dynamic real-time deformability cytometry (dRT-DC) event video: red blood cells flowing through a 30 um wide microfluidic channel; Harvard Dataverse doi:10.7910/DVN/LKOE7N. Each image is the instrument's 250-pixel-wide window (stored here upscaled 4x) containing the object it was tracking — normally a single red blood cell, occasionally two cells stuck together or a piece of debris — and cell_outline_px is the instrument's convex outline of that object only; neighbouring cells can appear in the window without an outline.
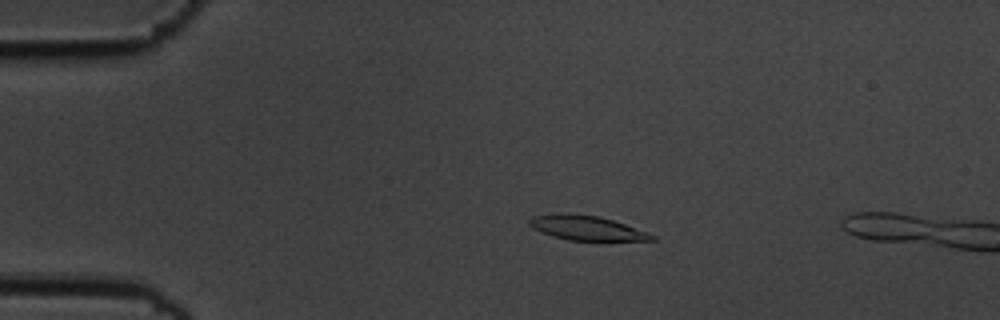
{"species": "common noctule bat (a hibernating species)", "species_latin": "Nyctalus noctula", "temperature_condition": "cold", "stored_images_in_passage": 52, "camera_frame_rate_fps": 3000, "um_per_image_px": 0.085, "animal": {"sex": "male", "body_mass_g": 19.5, "forearm_length_mm": 54.6}, "frame": {"image": 1, "passage_image": 12, "time_ms": 3.667, "image_size_px": [1000, 320], "cell_outline_px": [[656, 240], [568, 240], [552, 236], [532, 228], [528, 224], [528, 220], [532, 216], [560, 212], [568, 212], [596, 216], [612, 220], [648, 232], [656, 236]], "centroid_in_image_um": [49.8, 19.36], "position_along_channel_um": 35.2, "area_um2": 17.51}}
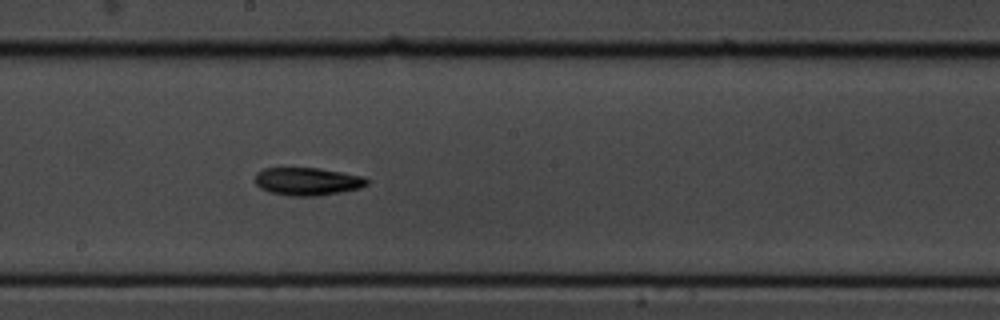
{"frame": {"image": 2, "passage_image": 31, "time_ms": 10.0, "image_size_px": [1000, 320], "cell_outline_px": [[368, 184], [360, 188], [340, 192], [316, 196], [292, 196], [268, 192], [260, 188], [256, 184], [256, 172], [264, 168], [320, 168], [364, 176], [368, 180]], "centroid_in_image_um": [26.13, 15.42], "position_along_channel_um": 222.1, "area_um2": 18.21}}
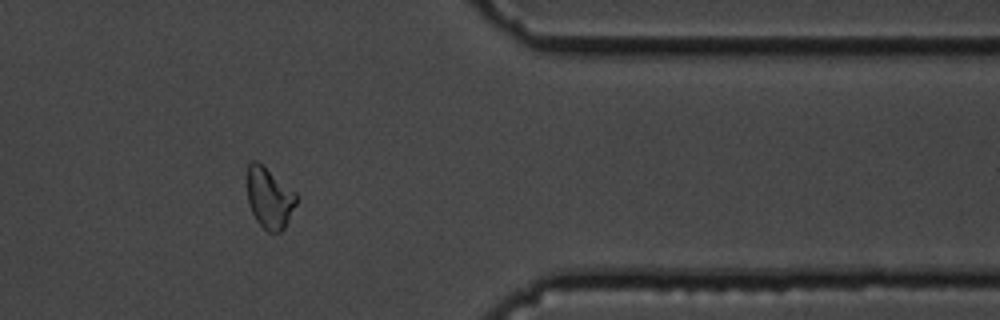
{"frame": {"image": 3, "passage_image": 46, "time_ms": 15.0, "image_size_px": [1000, 320], "cell_outline_px": [[296, 204], [284, 228], [280, 232], [268, 232], [256, 220], [248, 204], [248, 164], [252, 160], [256, 160], [296, 192]], "centroid_in_image_um": [22.89, 16.83], "position_along_channel_um": 388.5, "area_um2": 17.17}}